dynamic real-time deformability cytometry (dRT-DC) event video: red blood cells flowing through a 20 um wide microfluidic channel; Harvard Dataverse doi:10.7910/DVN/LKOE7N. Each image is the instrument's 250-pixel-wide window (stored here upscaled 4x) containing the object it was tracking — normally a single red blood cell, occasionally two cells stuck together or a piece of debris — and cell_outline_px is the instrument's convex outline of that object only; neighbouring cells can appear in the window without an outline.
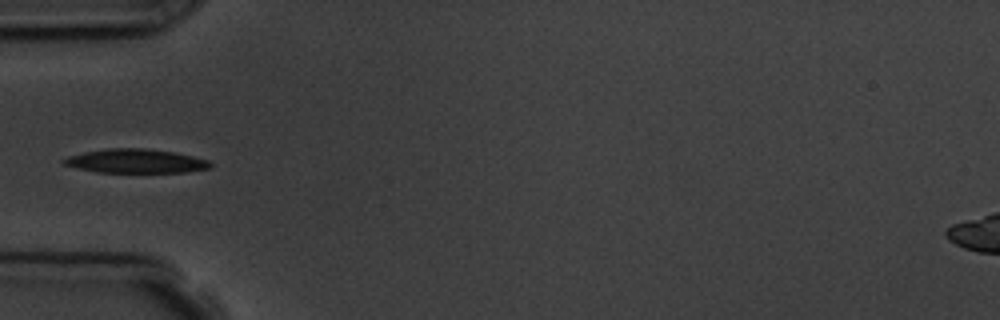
{"species": "common noctule bat (a hibernating species)", "species_latin": "Nyctalus noctula", "temperature_condition": "room temperature", "stored_images_in_passage": 6, "camera_frame_rate_fps": 3000, "um_per_image_px": 0.085, "animal": {"sex": "male", "body_mass_g": 19.5, "forearm_length_mm": 54.6}, "frame": {"image": 1, "passage_image": 5, "time_ms": 5.667, "image_size_px": [1000, 320], "cell_outline_px": [[212, 168], [188, 172], [96, 172], [64, 164], [60, 160], [68, 156], [84, 152], [108, 148], [144, 148], [172, 152], [192, 156], [208, 160], [212, 164]], "centroid_in_image_um": [11.55, 13.69], "position_along_channel_um": 73.4, "area_um2": 20.35}}